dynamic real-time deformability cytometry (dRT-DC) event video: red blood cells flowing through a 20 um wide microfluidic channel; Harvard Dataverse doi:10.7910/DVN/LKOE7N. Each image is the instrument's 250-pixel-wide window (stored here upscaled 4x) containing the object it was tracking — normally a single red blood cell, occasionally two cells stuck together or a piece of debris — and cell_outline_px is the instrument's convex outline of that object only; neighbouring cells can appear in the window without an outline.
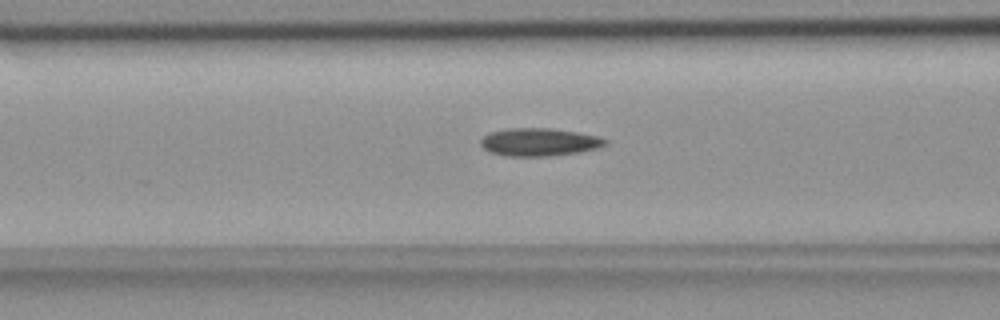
{"species": "common noctule bat (a hibernating species)", "species_latin": "Nyctalus noctula", "temperature_condition": "room temperature", "stored_images_in_passage": 35, "camera_frame_rate_fps": 3000, "um_per_image_px": 0.085, "animal": {"sex": "female", "body_mass_g": 18.4}, "frame": {"image": 1, "passage_image": 9, "time_ms": 2.667, "image_size_px": [1000, 320], "cell_outline_px": [[608, 144], [600, 148], [576, 152], [548, 156], [508, 156], [492, 152], [484, 148], [480, 144], [480, 140], [488, 132], [508, 128], [552, 128], [600, 136], [608, 140]], "centroid_in_image_um": [45.86, 12.06], "position_along_channel_um": 120.7, "area_um2": 20.29}}
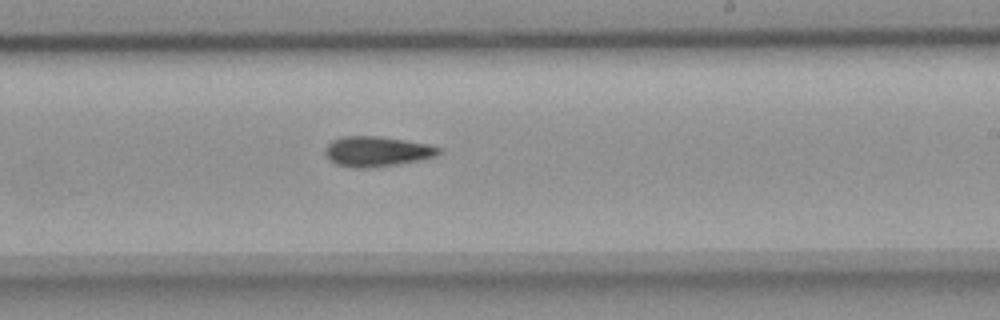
{"frame": {"image": 2, "passage_image": 20, "time_ms": 6.333, "image_size_px": [1000, 320], "cell_outline_px": [[444, 148], [436, 156], [420, 160], [372, 168], [352, 168], [336, 164], [328, 160], [324, 152], [324, 148], [332, 140], [344, 136], [376, 136], [432, 144]], "centroid_in_image_um": [32.04, 12.88], "position_along_channel_um": 257.0, "area_um2": 20.23}}
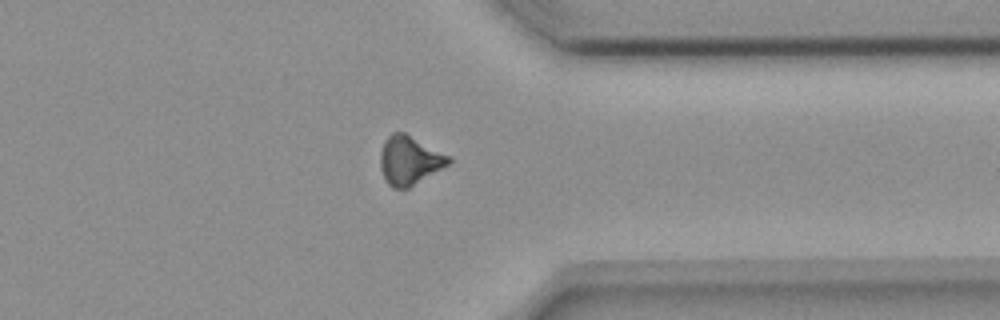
{"frame": {"image": 3, "passage_image": 30, "time_ms": 9.667, "image_size_px": [1000, 320], "cell_outline_px": [[452, 160], [448, 164], [408, 188], [392, 188], [388, 184], [380, 168], [380, 152], [384, 140], [392, 132], [404, 132], [452, 156]], "centroid_in_image_um": [34.8, 13.6], "position_along_channel_um": 376.6, "area_um2": 19.36}}